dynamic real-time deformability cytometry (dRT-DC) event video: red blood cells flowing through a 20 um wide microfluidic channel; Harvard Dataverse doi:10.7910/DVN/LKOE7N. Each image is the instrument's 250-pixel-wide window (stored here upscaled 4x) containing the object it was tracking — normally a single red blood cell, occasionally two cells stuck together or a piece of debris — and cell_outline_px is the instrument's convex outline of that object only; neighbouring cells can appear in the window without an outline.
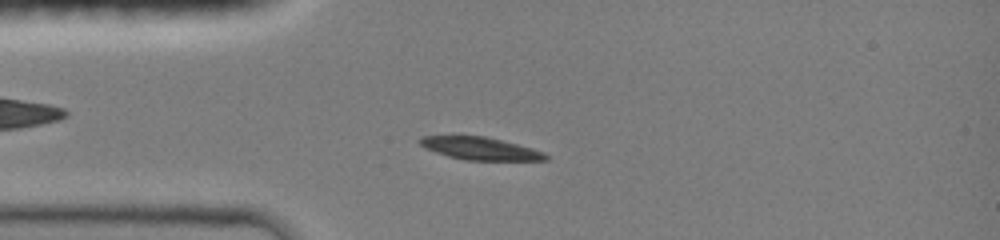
{"species": "common noctule bat (a hibernating species)", "species_latin": "Nyctalus noctula", "temperature_condition": "room temperature", "stored_images_in_passage": 38, "camera_frame_rate_fps": 3000, "um_per_image_px": 0.085, "animal": {"sex": "female", "body_mass_g": 19.0, "forearm_length_mm": 51.5}, "frame": {"image": 1, "passage_image": 9, "time_ms": 2.667, "image_size_px": [1000, 240], "cell_outline_px": [[548, 160], [468, 160], [448, 156], [436, 152], [420, 144], [420, 140], [424, 136], [484, 136], [532, 148], [544, 152], [548, 156]], "centroid_in_image_um": [40.87, 12.63], "position_along_channel_um": 44.1, "area_um2": 16.13}}
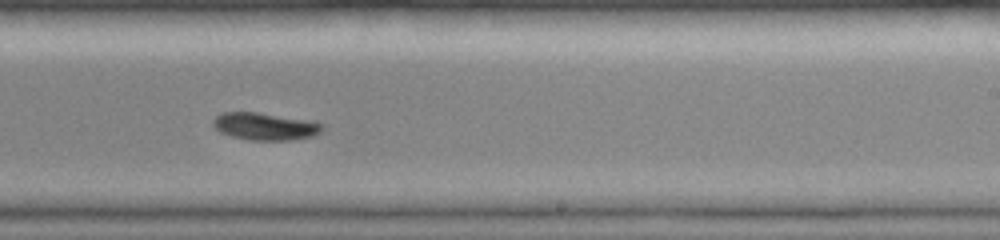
{"frame": {"image": 2, "passage_image": 22, "time_ms": 8.333, "image_size_px": [1000, 240], "cell_outline_px": [[324, 128], [320, 132], [312, 136], [292, 140], [248, 140], [232, 136], [220, 132], [212, 124], [212, 120], [216, 116], [224, 112], [256, 112], [316, 120], [324, 124]], "centroid_in_image_um": [22.58, 10.73], "position_along_channel_um": 266.4, "area_um2": 17.69}}
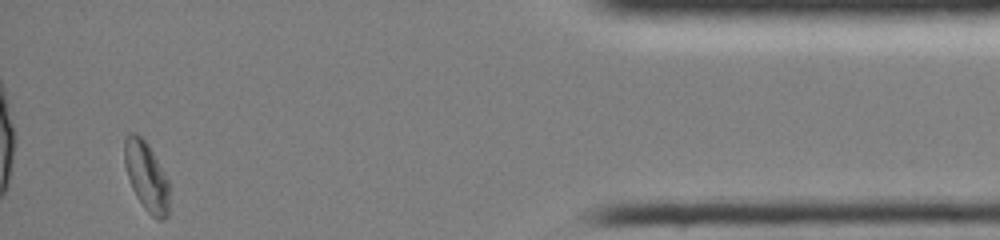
{"frame": {"image": 3, "passage_image": 38, "time_ms": 13.333, "image_size_px": [1000, 240], "cell_outline_px": [[168, 216], [164, 220], [156, 220], [144, 208], [136, 196], [132, 188], [124, 164], [124, 136], [128, 132], [136, 132], [148, 144], [168, 180]], "centroid_in_image_um": [12.42, 14.97], "position_along_channel_um": 422.8, "area_um2": 18.09}, "authors_computed_cell_mechanics": {"area_um2": 17.629, "velocity_mm_per_s": 4.149, "shape_relaxation_time_tau1_ms": 1.6301, "shape_relaxation_time_tau2_ms": null, "deformation_change_tau1": 0.1036, "deformation_change_tau2": null}}